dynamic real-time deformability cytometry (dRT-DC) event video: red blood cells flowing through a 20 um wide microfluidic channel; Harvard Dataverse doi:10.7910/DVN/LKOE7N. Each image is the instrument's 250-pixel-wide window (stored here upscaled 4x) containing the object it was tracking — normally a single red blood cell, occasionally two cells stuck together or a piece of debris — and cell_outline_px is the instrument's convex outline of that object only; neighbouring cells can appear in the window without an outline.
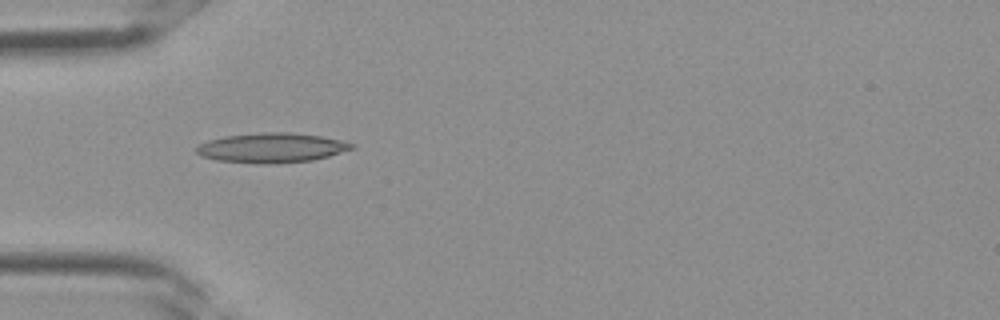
{"species": "Egyptian fruit bat (a non-hibernating species)", "species_latin": "Rousettus aegyptiacus", "temperature_condition": "room temperature", "stored_images_in_passage": 3, "camera_frame_rate_fps": 3000, "um_per_image_px": 0.085, "frame": {"image": 1, "passage_image": 3, "time_ms": 0.667, "image_size_px": [1000, 320], "cell_outline_px": [[356, 148], [328, 156], [312, 160], [276, 164], [256, 164], [216, 160], [200, 156], [196, 152], [196, 148], [200, 144], [208, 140], [224, 136], [264, 132], [288, 132], [320, 136], [340, 140], [356, 144]], "centroid_in_image_um": [23.08, 12.57], "position_along_channel_um": 61.9, "area_um2": 27.05}}